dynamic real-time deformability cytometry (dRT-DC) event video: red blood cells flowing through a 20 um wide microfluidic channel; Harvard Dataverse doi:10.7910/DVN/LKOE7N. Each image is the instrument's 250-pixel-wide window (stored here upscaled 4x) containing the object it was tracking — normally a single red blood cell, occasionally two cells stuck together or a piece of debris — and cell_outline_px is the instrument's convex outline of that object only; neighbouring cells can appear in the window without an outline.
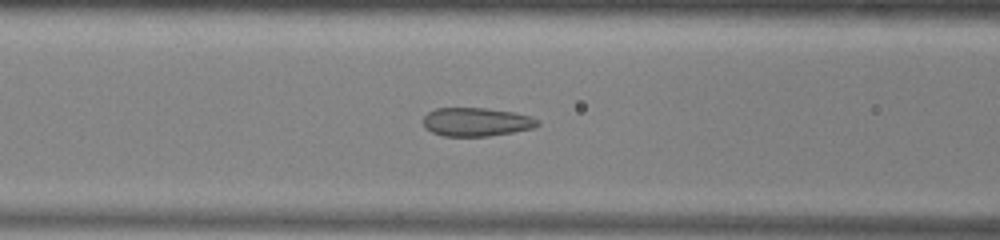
{"species": "common noctule bat (a hibernating species)", "species_latin": "Nyctalus noctula", "temperature_condition": "warm", "stored_images_in_passage": 50, "camera_frame_rate_fps": 3000, "um_per_image_px": 0.085, "animal": {"sex": "male", "body_mass_g": 13.0, "forearm_length_mm": 53.1}, "frame": {"image": 1, "passage_image": 19, "time_ms": 6.0, "image_size_px": [1000, 240], "cell_outline_px": [[540, 124], [532, 128], [512, 132], [488, 136], [444, 136], [432, 132], [424, 124], [424, 116], [428, 112], [436, 108], [488, 108], [512, 112], [532, 116], [540, 120]], "centroid_in_image_um": [40.52, 10.36], "position_along_channel_um": 126.1, "area_um2": 18.96}}
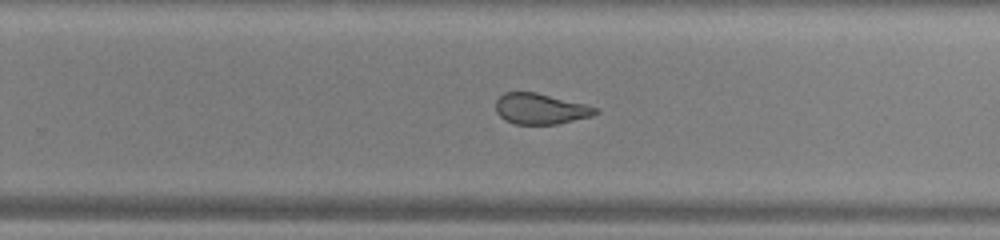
{"frame": {"image": 2, "passage_image": 31, "time_ms": 10.0, "image_size_px": [1000, 240], "cell_outline_px": [[600, 112], [592, 116], [556, 124], [516, 124], [504, 120], [496, 112], [496, 100], [504, 92], [536, 92], [584, 104], [596, 108]], "centroid_in_image_um": [45.91, 9.25], "position_along_channel_um": 283.9, "area_um2": 17.74}}
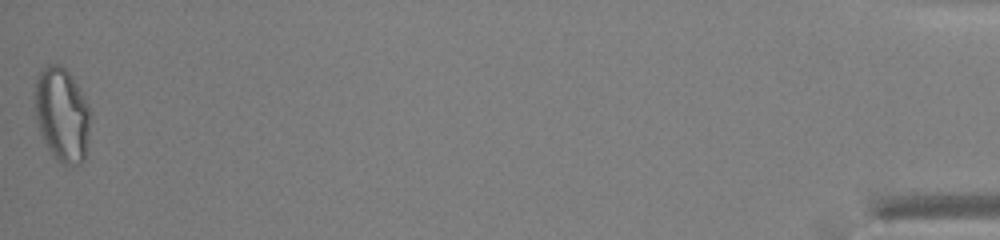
{"frame": {"image": 3, "passage_image": 50, "time_ms": 16.333, "image_size_px": [1000, 240], "cell_outline_px": [[88, 136], [84, 160], [80, 164], [64, 168], [56, 160], [48, 148], [40, 132], [36, 116], [32, 92], [36, 76], [40, 68], [48, 64], [60, 64], [68, 72], [84, 96], [88, 104]], "centroid_in_image_um": [5.21, 9.74], "position_along_channel_um": 430.0, "area_um2": 30.81}, "authors_computed_cell_mechanics": {"area_um2": 21.6172, "velocity_mm_per_s": 3.953, "shape_relaxation_time_tau1_ms": null, "shape_relaxation_time_tau2_ms": 1.1069, "deformation_change_tau1": null, "deformation_change_tau2": 0.0751}}